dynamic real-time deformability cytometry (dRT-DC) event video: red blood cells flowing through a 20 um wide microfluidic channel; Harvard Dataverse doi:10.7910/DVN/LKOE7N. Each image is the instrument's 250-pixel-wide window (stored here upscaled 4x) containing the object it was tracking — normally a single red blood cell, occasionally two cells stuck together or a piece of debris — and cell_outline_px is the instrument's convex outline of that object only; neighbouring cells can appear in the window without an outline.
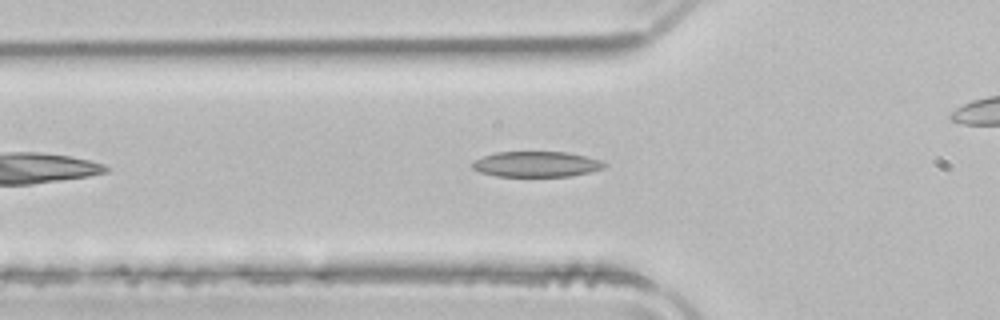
{"species": "common noctule bat (a hibernating species)", "species_latin": "Nyctalus noctula", "temperature_condition": "room temperature", "stored_images_in_passage": 27, "camera_frame_rate_fps": 3000, "um_per_image_px": 0.085, "animal": {"sex": "male", "body_mass_g": 21.5, "forearm_length_mm": 52.0}, "frame": {"image": 1, "passage_image": 7, "time_ms": 2.0, "image_size_px": [1000, 320], "cell_outline_px": [[608, 164], [604, 168], [572, 176], [496, 176], [480, 172], [472, 168], [472, 164], [476, 160], [484, 156], [496, 152], [568, 152], [600, 160]], "centroid_in_image_um": [45.61, 13.95], "position_along_channel_um": 80.2, "area_um2": 19.48}}
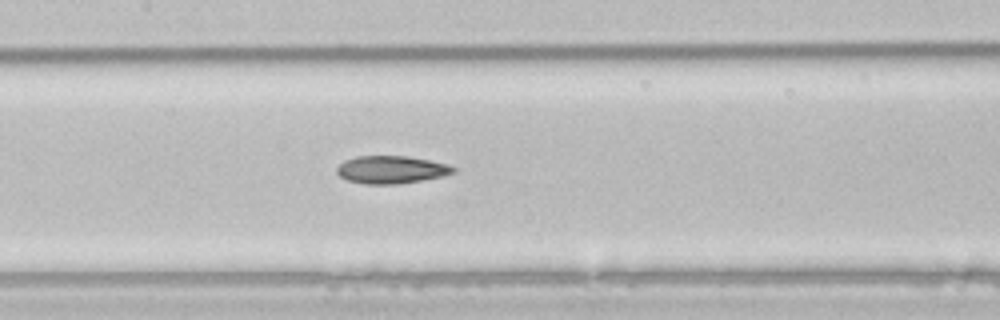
{"frame": {"image": 2, "passage_image": 14, "time_ms": 4.333, "image_size_px": [1000, 320], "cell_outline_px": [[456, 172], [440, 176], [400, 184], [364, 184], [348, 180], [340, 176], [336, 172], [336, 168], [344, 160], [356, 156], [408, 156], [448, 164], [456, 168]], "centroid_in_image_um": [33.23, 14.41], "position_along_channel_um": 174.2, "area_um2": 18.73}}
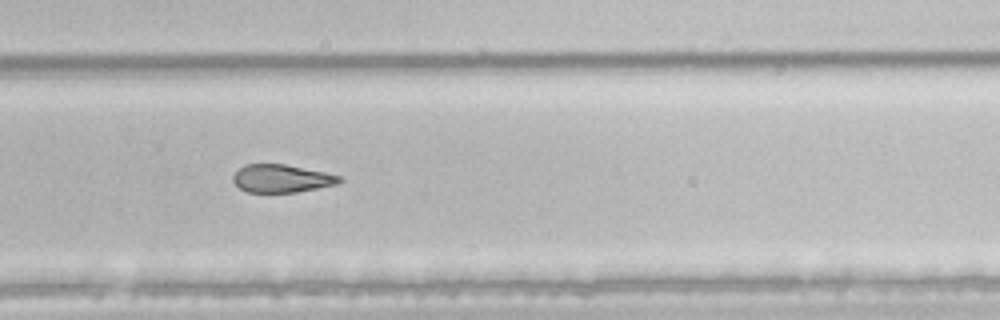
{"frame": {"image": 3, "passage_image": 24, "time_ms": 7.667, "image_size_px": [1000, 320], "cell_outline_px": [[344, 180], [336, 184], [296, 192], [248, 192], [240, 188], [232, 180], [232, 176], [244, 164], [284, 164], [324, 172], [340, 176]], "centroid_in_image_um": [23.92, 15.17], "position_along_channel_um": 305.9, "area_um2": 17.11}}